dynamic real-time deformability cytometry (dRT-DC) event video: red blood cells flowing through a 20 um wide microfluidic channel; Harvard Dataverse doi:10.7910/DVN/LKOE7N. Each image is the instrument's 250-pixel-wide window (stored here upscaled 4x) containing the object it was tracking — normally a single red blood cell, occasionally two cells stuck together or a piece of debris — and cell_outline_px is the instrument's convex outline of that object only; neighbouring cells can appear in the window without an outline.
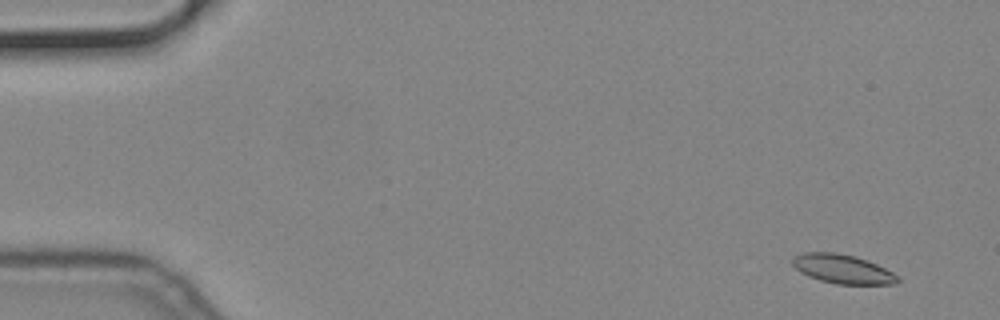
{"species": "common noctule bat (a hibernating species)", "species_latin": "Nyctalus noctula", "temperature_condition": "cold", "stored_images_in_passage": 21, "camera_frame_rate_fps": 3000, "um_per_image_px": 0.085, "animal": {"sex": "male", "body_mass_g": 19.2, "forearm_length_mm": 51.8}, "frame": {"image": 1, "passage_image": 4, "time_ms": 1.0, "image_size_px": [1000, 320], "cell_outline_px": [[900, 280], [896, 284], [836, 284], [820, 280], [808, 276], [800, 272], [792, 264], [792, 260], [796, 256], [804, 252], [836, 252], [856, 256], [876, 264], [900, 276]], "centroid_in_image_um": [71.64, 22.87], "position_along_channel_um": 13.4, "area_um2": 17.8}}
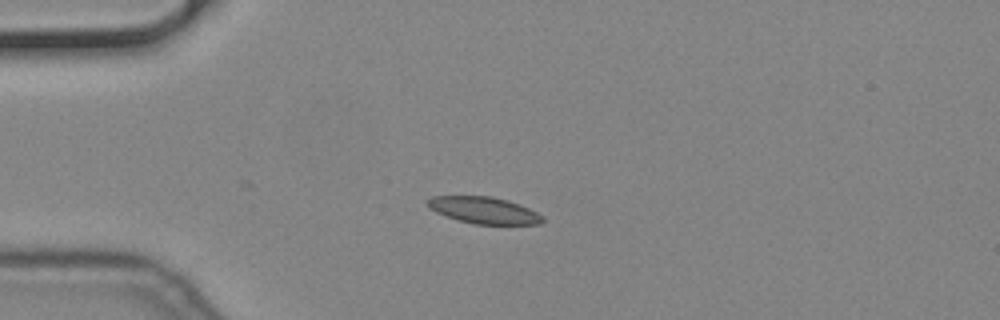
{"frame": {"image": 2, "passage_image": 15, "time_ms": 4.667, "image_size_px": [1000, 320], "cell_outline_px": [[544, 220], [540, 224], [472, 224], [436, 212], [428, 208], [428, 200], [432, 196], [492, 196], [508, 200], [528, 208], [544, 216]], "centroid_in_image_um": [41.15, 17.87], "position_along_channel_um": 43.8, "area_um2": 17.74}}
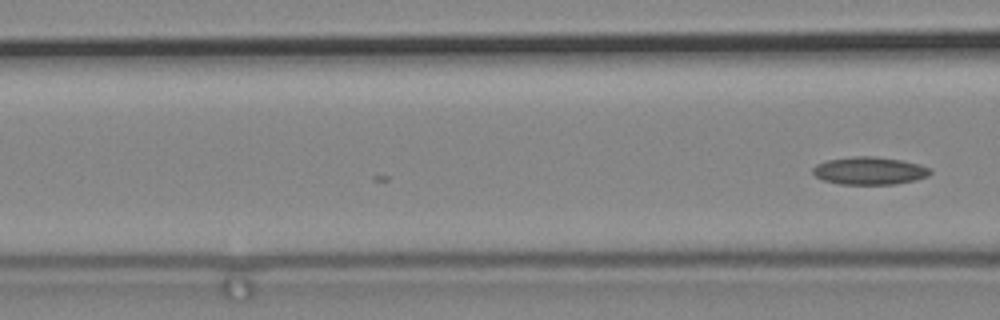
{"frame": {"image": 3, "passage_image": 21, "time_ms": 6.667, "image_size_px": [1000, 320], "cell_outline_px": [[932, 172], [928, 176], [916, 180], [896, 184], [840, 184], [824, 180], [816, 176], [812, 172], [812, 168], [816, 164], [828, 160], [852, 156], [876, 156], [904, 160], [920, 164], [932, 168]], "centroid_in_image_um": [73.95, 14.5], "position_along_channel_um": 92.6, "area_um2": 19.19}}